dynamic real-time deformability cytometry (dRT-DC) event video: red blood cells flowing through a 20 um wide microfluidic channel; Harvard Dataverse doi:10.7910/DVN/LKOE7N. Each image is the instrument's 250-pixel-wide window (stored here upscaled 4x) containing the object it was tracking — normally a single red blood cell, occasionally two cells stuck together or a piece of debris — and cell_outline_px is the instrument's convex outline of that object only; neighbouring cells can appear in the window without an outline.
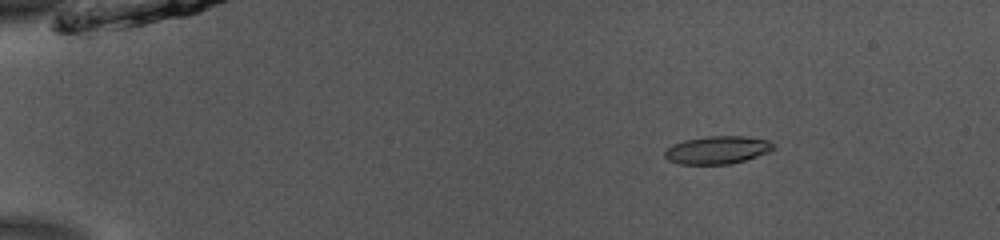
{"species": "common noctule bat (a hibernating species)", "species_latin": "Nyctalus noctula", "temperature_condition": "room temperature", "stored_images_in_passage": 46, "camera_frame_rate_fps": 3000, "um_per_image_px": 0.085, "animal": {"sex": "male", "body_mass_g": 13.0, "forearm_length_mm": 53.1}, "frame": {"image": 1, "passage_image": 2, "time_ms": 0.333, "image_size_px": [1000, 240], "cell_outline_px": [[776, 148], [768, 152], [744, 160], [728, 164], [680, 164], [668, 160], [664, 156], [664, 152], [668, 148], [684, 140], [704, 136], [744, 136], [768, 140]], "centroid_in_image_um": [60.97, 12.74], "position_along_channel_um": 24.0, "area_um2": 17.46}}
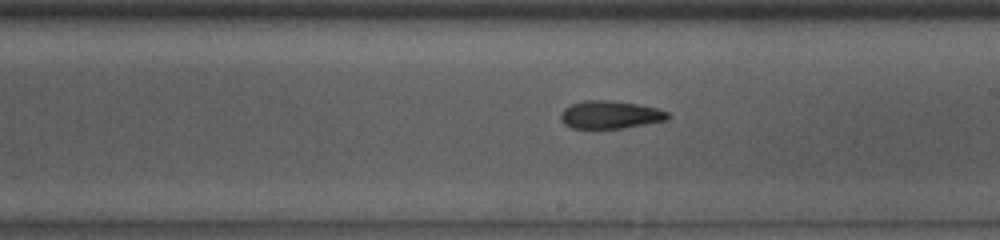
{"frame": {"image": 2, "passage_image": 25, "time_ms": 8.0, "image_size_px": [1000, 240], "cell_outline_px": [[672, 116], [668, 120], [620, 128], [572, 128], [564, 124], [560, 120], [560, 116], [564, 108], [572, 104], [584, 100], [612, 100], [640, 104], [656, 108], [668, 112]], "centroid_in_image_um": [51.88, 9.74], "position_along_channel_um": 237.1, "area_um2": 17.46}}
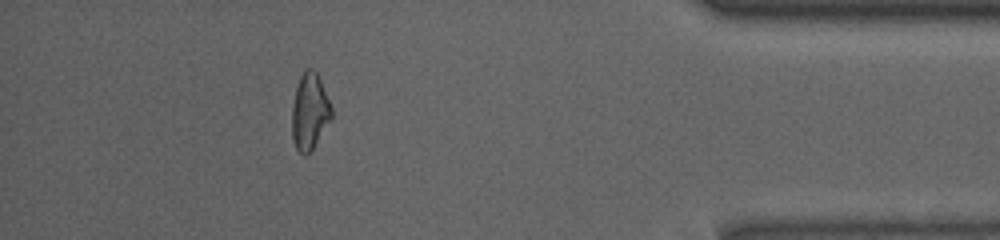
{"frame": {"image": 3, "passage_image": 41, "time_ms": 13.333, "image_size_px": [1000, 240], "cell_outline_px": [[332, 116], [308, 156], [304, 156], [296, 148], [292, 140], [292, 108], [296, 88], [300, 76], [308, 68], [312, 68], [316, 72], [320, 80], [332, 108]], "centroid_in_image_um": [26.3, 9.51], "position_along_channel_um": 408.9, "area_um2": 17.34}, "authors_computed_cell_mechanics": {"area_um2": 17.629, "velocity_mm_per_s": 3.9126, "shape_relaxation_time_tau1_ms": null, "shape_relaxation_time_tau2_ms": 4.5005, "deformation_change_tau1": null, "deformation_change_tau2": 0.1322}}